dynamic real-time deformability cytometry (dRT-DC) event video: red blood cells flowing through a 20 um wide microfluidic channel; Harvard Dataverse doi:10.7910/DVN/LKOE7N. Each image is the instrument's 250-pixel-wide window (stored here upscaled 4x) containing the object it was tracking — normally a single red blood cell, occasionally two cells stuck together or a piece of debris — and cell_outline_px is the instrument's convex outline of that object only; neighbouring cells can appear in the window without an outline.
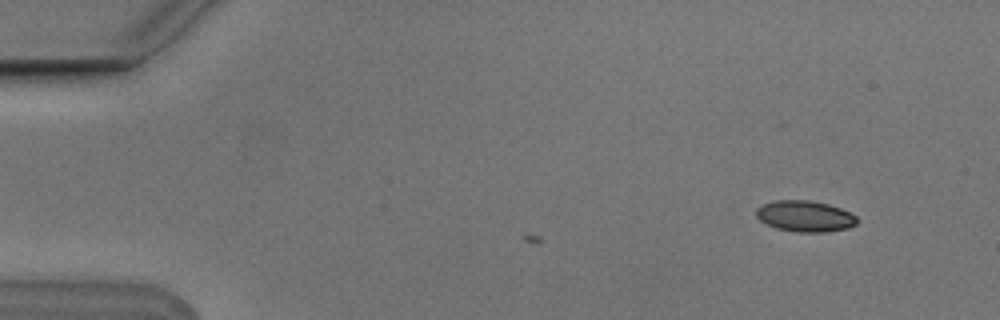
{"species": "Egyptian fruit bat (a non-hibernating species)", "species_latin": "Rousettus aegyptiacus", "temperature_condition": "cold", "stored_images_in_passage": 2, "camera_frame_rate_fps": 3000, "um_per_image_px": 0.085, "animal": {"sex": "male"}, "frame": {"image": 1, "passage_image": 1, "time_ms": 0.0, "image_size_px": [1000, 320], "cell_outline_px": [[860, 220], [856, 224], [848, 228], [824, 232], [796, 232], [776, 228], [760, 220], [756, 216], [756, 208], [764, 204], [776, 200], [808, 200], [828, 204], [840, 208], [856, 216]], "centroid_in_image_um": [68.44, 18.38], "position_along_channel_um": 16.6, "area_um2": 18.21}}